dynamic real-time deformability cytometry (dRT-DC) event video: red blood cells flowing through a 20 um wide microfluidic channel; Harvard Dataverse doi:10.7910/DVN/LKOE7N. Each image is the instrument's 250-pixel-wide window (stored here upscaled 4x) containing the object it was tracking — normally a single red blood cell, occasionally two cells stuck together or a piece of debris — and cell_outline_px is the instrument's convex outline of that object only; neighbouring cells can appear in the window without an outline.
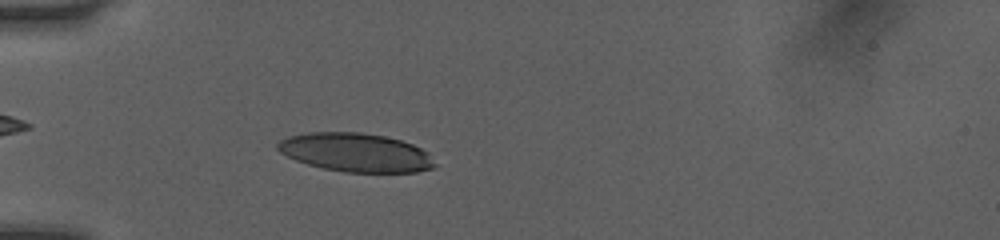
{"species": "human", "species_latin": "Homo sapiens", "temperature_condition": "room temperature", "stored_images_in_passage": 51, "camera_frame_rate_fps": 3000, "um_per_image_px": 0.085, "donor": {"sex": "female"}, "frame": {"image": 1, "passage_image": 16, "time_ms": 5.0, "image_size_px": [1000, 240], "cell_outline_px": [[436, 164], [432, 168], [416, 172], [344, 172], [324, 168], [308, 164], [296, 160], [280, 152], [276, 148], [276, 144], [280, 140], [288, 136], [308, 132], [360, 132], [384, 136], [400, 140], [412, 144], [428, 152]], "centroid_in_image_um": [30.22, 12.95], "position_along_channel_um": 54.8, "area_um2": 35.32}}
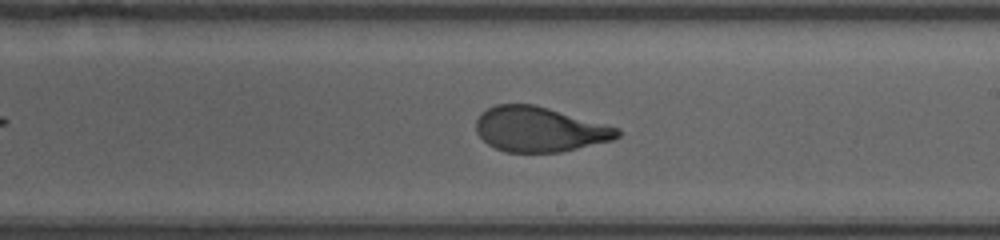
{"frame": {"image": 2, "passage_image": 31, "time_ms": 10.0, "image_size_px": [1000, 240], "cell_outline_px": [[620, 136], [612, 140], [560, 152], [504, 152], [488, 144], [476, 132], [476, 120], [480, 112], [496, 104], [536, 104], [620, 128]], "centroid_in_image_um": [45.84, 10.98], "position_along_channel_um": 243.2, "area_um2": 37.11}}
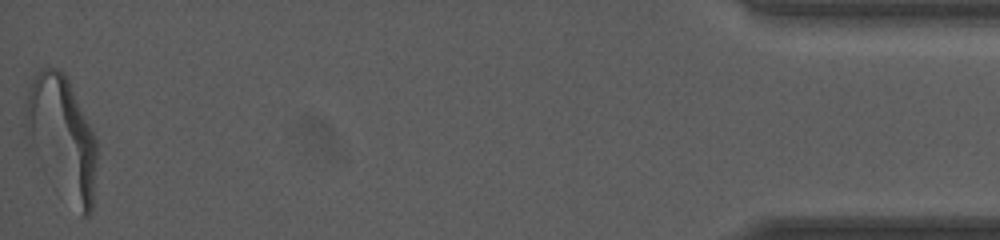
{"frame": {"image": 3, "passage_image": 51, "time_ms": 16.667, "image_size_px": [1000, 240], "cell_outline_px": [[96, 160], [92, 212], [88, 216], [80, 216], [24, 132], [20, 124], [28, 88], [36, 72], [40, 68], [56, 68], [64, 72], [96, 136]], "centroid_in_image_um": [5.26, 11.54], "position_along_channel_um": 429.9, "area_um2": 49.42}, "authors_computed_cell_mechanics": {"area_um2": 37.6278, "velocity_mm_per_s": 4.0738, "shape_relaxation_time_tau1_ms": 5.7196, "shape_relaxation_time_tau2_ms": 0.7873, "deformation_change_tau1": 0.2296, "deformation_change_tau2": 0.0801}}